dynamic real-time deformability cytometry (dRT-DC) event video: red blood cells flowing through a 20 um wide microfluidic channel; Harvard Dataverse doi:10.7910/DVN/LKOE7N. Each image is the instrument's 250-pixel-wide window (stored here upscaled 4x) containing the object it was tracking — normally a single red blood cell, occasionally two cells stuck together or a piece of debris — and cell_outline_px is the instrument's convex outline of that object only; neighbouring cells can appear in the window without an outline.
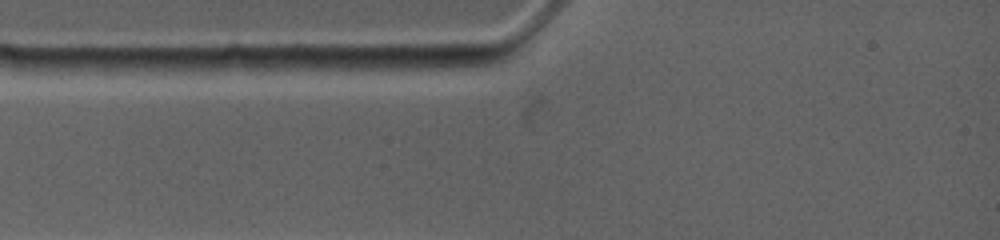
{"species": "common noctule bat (a hibernating species)", "species_latin": "Nyctalus noctula", "temperature_condition": "warm", "stored_images_in_passage": 2, "segment_of_instrument_passage": [1, 2], "camera_frame_rate_fps": 4500, "um_per_image_px": 0.085, "animal": {"sex": "female", "body_mass_g": 19.0, "forearm_length_mm": 53.3}, "frame": {"image": 1, "passage_image": 1, "time_ms": 0.0, "image_size_px": [1000, 240], "cell_outline_px": [[212, 64], [204, 68], [108, 76], [104, 76], [68, 68], [68, 64], [76, 60], [204, 60]], "centroid_in_image_um": [11.43, 5.64], "position_along_channel_um": 73.6, "area_um2": 12.02}}